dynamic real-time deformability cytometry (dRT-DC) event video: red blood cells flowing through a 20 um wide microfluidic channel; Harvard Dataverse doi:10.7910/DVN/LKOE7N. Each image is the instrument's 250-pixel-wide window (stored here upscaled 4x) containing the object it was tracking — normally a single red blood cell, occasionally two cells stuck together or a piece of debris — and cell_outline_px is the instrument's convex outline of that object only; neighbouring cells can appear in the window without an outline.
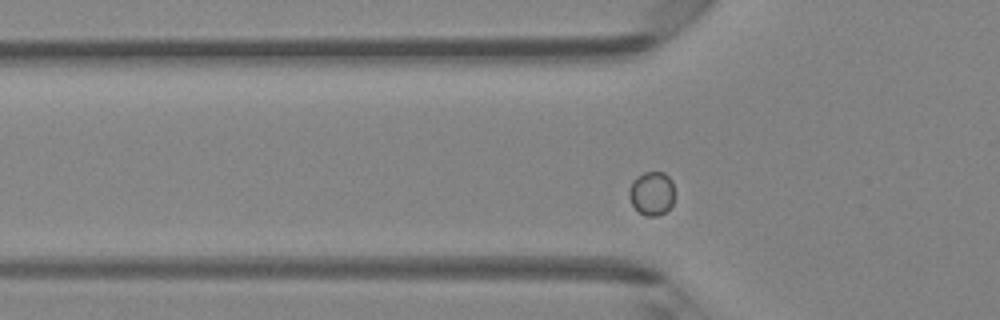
{"species": "Egyptian fruit bat (a non-hibernating species)", "species_latin": "Rousettus aegyptiacus", "temperature_condition": "room temperature", "stored_images_in_passage": 42, "camera_frame_rate_fps": 3000, "um_per_image_px": 0.085, "animal": {"sex": "female"}, "frame": {"image": 1, "passage_image": 8, "time_ms": 2.333, "image_size_px": [1000, 320], "cell_outline_px": [[672, 204], [664, 212], [656, 216], [648, 216], [640, 212], [632, 204], [628, 196], [628, 192], [632, 180], [636, 176], [644, 172], [664, 172], [672, 180]], "centroid_in_image_um": [55.36, 16.4], "position_along_channel_um": 70.4, "area_um2": 11.44}}
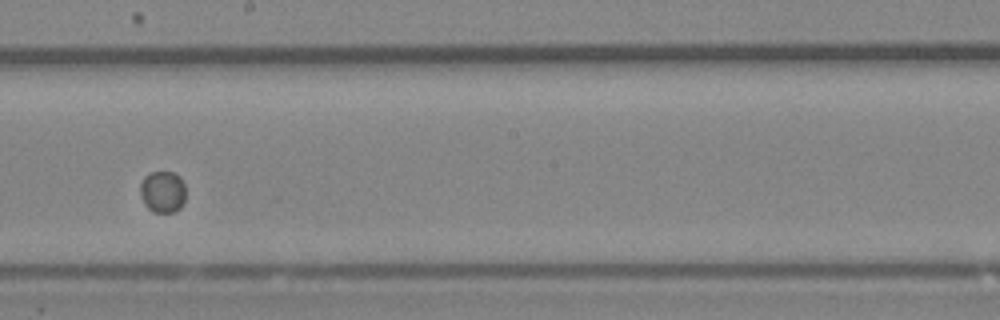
{"frame": {"image": 2, "passage_image": 20, "time_ms": 6.333, "image_size_px": [1000, 320], "cell_outline_px": [[184, 200], [180, 208], [172, 212], [152, 212], [144, 204], [140, 196], [140, 184], [144, 176], [152, 172], [172, 172], [180, 176], [184, 184]], "centroid_in_image_um": [13.8, 16.3], "position_along_channel_um": 234.4, "area_um2": 11.1}}
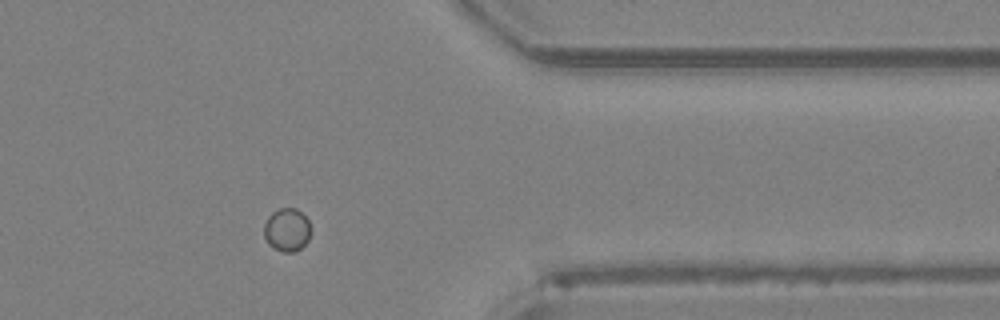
{"frame": {"image": 3, "passage_image": 32, "time_ms": 10.333, "image_size_px": [1000, 320], "cell_outline_px": [[312, 228], [308, 240], [296, 252], [284, 252], [272, 248], [268, 244], [264, 236], [264, 224], [268, 216], [272, 212], [280, 208], [296, 208], [308, 220]], "centroid_in_image_um": [24.39, 19.54], "position_along_channel_um": 387.0, "area_um2": 11.91}}